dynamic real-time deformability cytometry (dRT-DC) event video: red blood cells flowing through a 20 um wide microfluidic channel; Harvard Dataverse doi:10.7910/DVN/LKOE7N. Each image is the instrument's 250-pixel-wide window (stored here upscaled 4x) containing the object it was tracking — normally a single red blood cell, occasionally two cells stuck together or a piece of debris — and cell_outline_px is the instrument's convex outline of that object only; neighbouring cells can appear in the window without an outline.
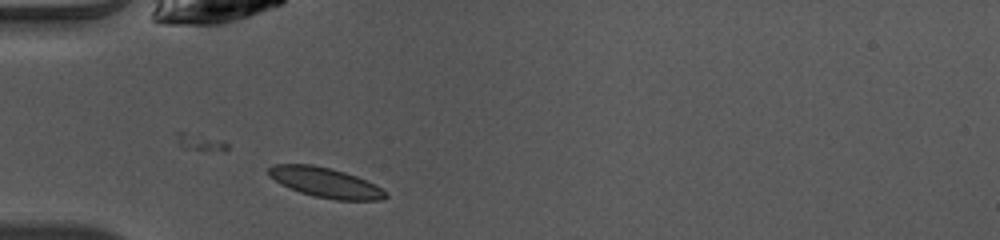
{"species": "common noctule bat (a hibernating species)", "species_latin": "Nyctalus noctula", "temperature_condition": "warm", "stored_images_in_passage": 13, "camera_frame_rate_fps": 3000, "um_per_image_px": 0.085, "animal": {"sex": "female", "body_mass_g": 10.0, "forearm_length_mm": 53.1}, "frame": {"image": 1, "passage_image": 1, "time_ms": 0.0, "image_size_px": [1000, 240], "cell_outline_px": [[388, 196], [380, 200], [336, 200], [316, 196], [300, 192], [268, 176], [268, 168], [272, 164], [312, 164], [344, 172], [356, 176], [376, 184], [388, 192]], "centroid_in_image_um": [27.7, 15.51], "position_along_channel_um": 57.3, "area_um2": 20.17}}
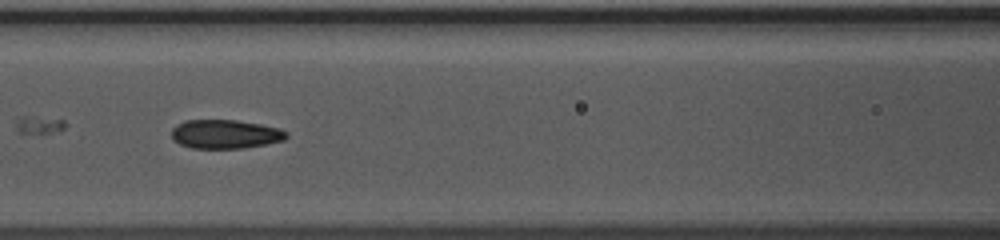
{"frame": {"image": 2, "passage_image": 8, "time_ms": 2.333, "image_size_px": [1000, 240], "cell_outline_px": [[288, 136], [284, 140], [244, 148], [192, 148], [180, 144], [172, 140], [172, 128], [176, 124], [184, 120], [236, 120], [260, 124], [280, 128], [288, 132]], "centroid_in_image_um": [19.13, 11.39], "position_along_channel_um": 147.5, "area_um2": 19.42}}
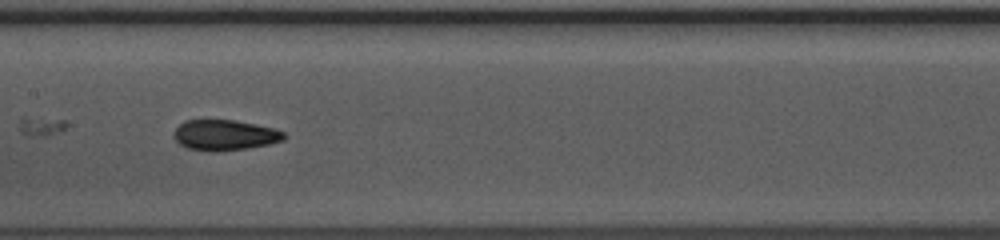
{"frame": {"image": 3, "passage_image": 11, "time_ms": 3.333, "image_size_px": [1000, 240], "cell_outline_px": [[288, 136], [284, 140], [268, 144], [248, 148], [188, 148], [180, 144], [172, 136], [176, 128], [184, 120], [236, 120], [256, 124], [272, 128], [284, 132]], "centroid_in_image_um": [19.14, 11.42], "position_along_channel_um": 188.3, "area_um2": 18.79}}